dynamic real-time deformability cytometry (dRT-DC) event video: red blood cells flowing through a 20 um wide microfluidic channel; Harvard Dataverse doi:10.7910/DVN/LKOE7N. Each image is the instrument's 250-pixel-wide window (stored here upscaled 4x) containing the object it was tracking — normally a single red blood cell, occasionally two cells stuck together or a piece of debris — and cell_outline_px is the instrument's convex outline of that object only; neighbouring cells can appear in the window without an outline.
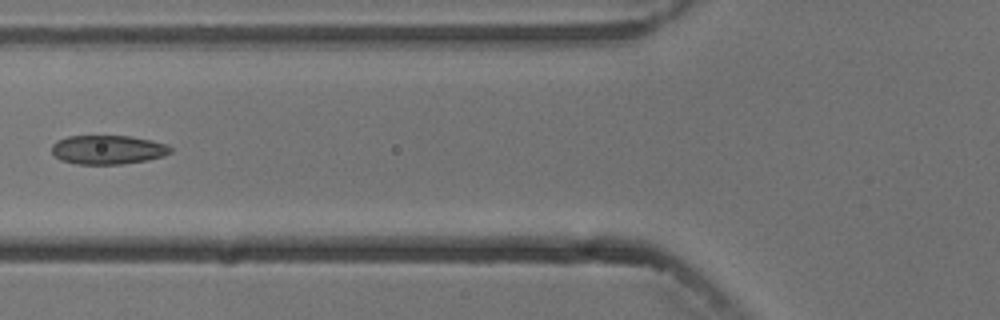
{"species": "common noctule bat (a hibernating species)", "species_latin": "Nyctalus noctula", "temperature_condition": "cold", "stored_images_in_passage": 7, "camera_frame_rate_fps": 3000, "um_per_image_px": 0.085, "animal": {"sex": "male", "body_mass_g": 13.3}, "frame": {"image": 1, "passage_image": 6, "time_ms": 5.667, "image_size_px": [1000, 320], "cell_outline_px": [[172, 152], [164, 156], [148, 160], [124, 164], [76, 164], [60, 160], [52, 152], [52, 144], [56, 140], [68, 136], [132, 136], [152, 140], [168, 144], [172, 148]], "centroid_in_image_um": [9.2, 12.72], "position_along_channel_um": 116.6, "area_um2": 20.35}}
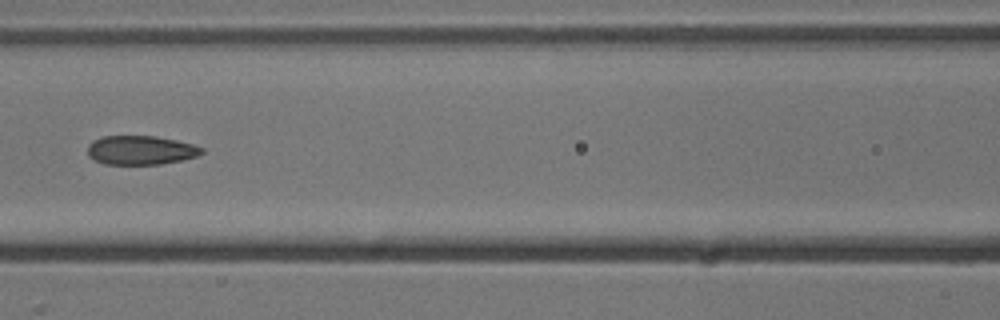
{"frame": {"image": 2, "passage_image": 7, "time_ms": 6.667, "image_size_px": [1000, 320], "cell_outline_px": [[204, 152], [196, 156], [180, 160], [160, 164], [104, 164], [88, 156], [88, 144], [92, 140], [104, 136], [156, 136], [176, 140], [192, 144], [204, 148]], "centroid_in_image_um": [11.94, 12.76], "position_along_channel_um": 154.7, "area_um2": 19.25}}